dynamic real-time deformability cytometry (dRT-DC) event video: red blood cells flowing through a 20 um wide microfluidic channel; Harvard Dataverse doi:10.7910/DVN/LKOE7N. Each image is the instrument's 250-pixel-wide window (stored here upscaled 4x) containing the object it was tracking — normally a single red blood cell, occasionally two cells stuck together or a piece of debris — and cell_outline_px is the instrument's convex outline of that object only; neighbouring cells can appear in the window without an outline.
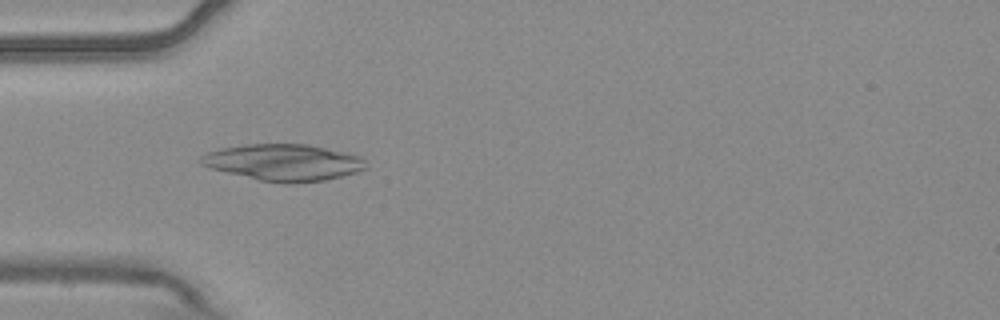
{"species": "common noctule bat (a hibernating species)", "species_latin": "Nyctalus noctula", "temperature_condition": "warm", "stored_images_in_passage": 5, "camera_frame_rate_fps": 3000, "um_per_image_px": 0.085, "animal": {"sex": "male", "body_mass_g": 20.4}, "frame": {"image": 1, "passage_image": 4, "time_ms": 1.0, "image_size_px": [1000, 320], "cell_outline_px": [[368, 168], [356, 172], [324, 180], [292, 184], [288, 184], [260, 180], [212, 168], [200, 164], [200, 156], [208, 152], [220, 148], [244, 144], [308, 144], [348, 152], [360, 156], [364, 160]], "centroid_in_image_um": [24.13, 13.79], "position_along_channel_um": 60.9, "area_um2": 35.14}}
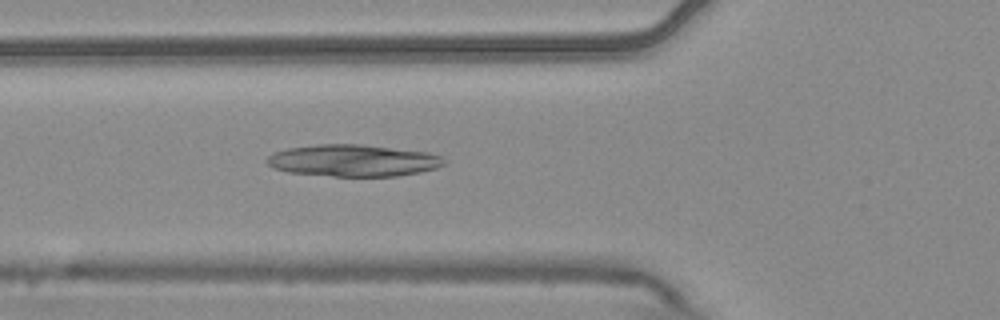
{"frame": {"image": 2, "passage_image": 5, "time_ms": 1.333, "image_size_px": [1000, 320], "cell_outline_px": [[448, 164], [436, 168], [420, 172], [396, 176], [332, 176], [288, 172], [272, 168], [264, 160], [268, 156], [276, 152], [288, 148], [316, 144], [364, 144], [428, 152], [440, 156]], "centroid_in_image_um": [30.02, 13.64], "position_along_channel_um": 95.8, "area_um2": 33.06}}